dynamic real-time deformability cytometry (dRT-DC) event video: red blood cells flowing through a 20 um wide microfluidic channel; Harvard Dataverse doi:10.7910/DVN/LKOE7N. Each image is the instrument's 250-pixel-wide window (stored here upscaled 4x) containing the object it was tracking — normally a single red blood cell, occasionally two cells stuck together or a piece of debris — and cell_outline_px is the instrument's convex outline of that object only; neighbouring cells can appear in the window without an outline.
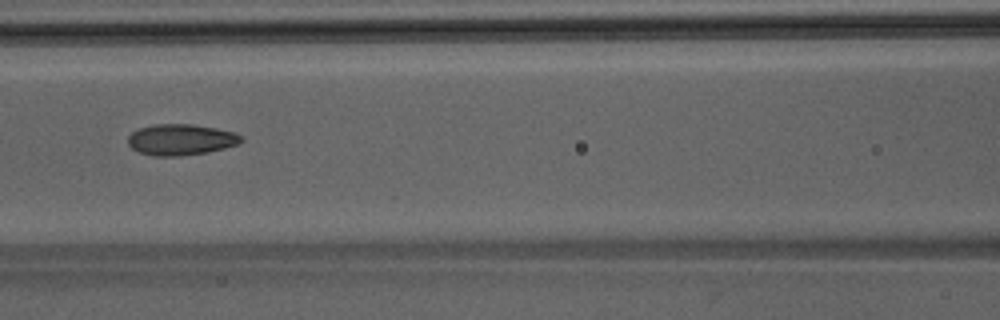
{"species": "Egyptian fruit bat (a non-hibernating species)", "species_latin": "Rousettus aegyptiacus", "temperature_condition": "room temperature", "stored_images_in_passage": 32, "camera_frame_rate_fps": 3000, "um_per_image_px": 0.085, "animal": {"sex": "male"}, "frame": {"image": 1, "passage_image": 9, "time_ms": 2.667, "image_size_px": [1000, 320], "cell_outline_px": [[244, 140], [240, 144], [208, 152], [180, 156], [152, 156], [140, 152], [132, 148], [128, 144], [128, 136], [132, 132], [140, 128], [152, 124], [192, 124], [216, 128], [236, 132], [244, 136]], "centroid_in_image_um": [15.42, 11.86], "position_along_channel_um": 151.2, "area_um2": 20.75}}
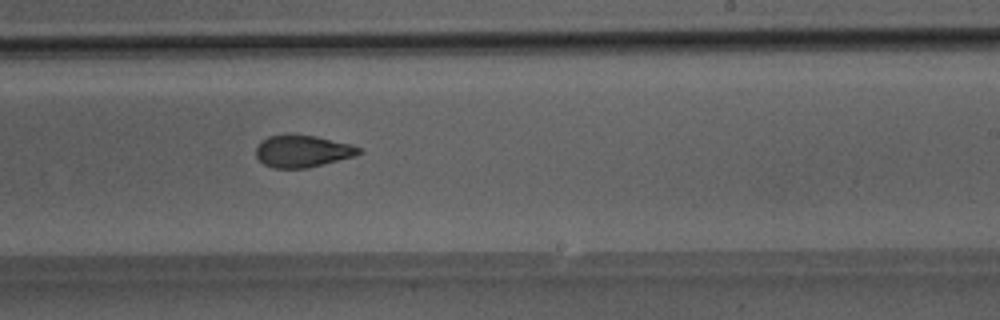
{"frame": {"image": 2, "passage_image": 17, "time_ms": 5.333, "image_size_px": [1000, 320], "cell_outline_px": [[364, 152], [356, 156], [308, 168], [272, 168], [264, 164], [256, 156], [256, 148], [260, 140], [268, 136], [316, 136], [352, 144], [360, 148]], "centroid_in_image_um": [25.75, 12.87], "position_along_channel_um": 263.3, "area_um2": 19.13}}
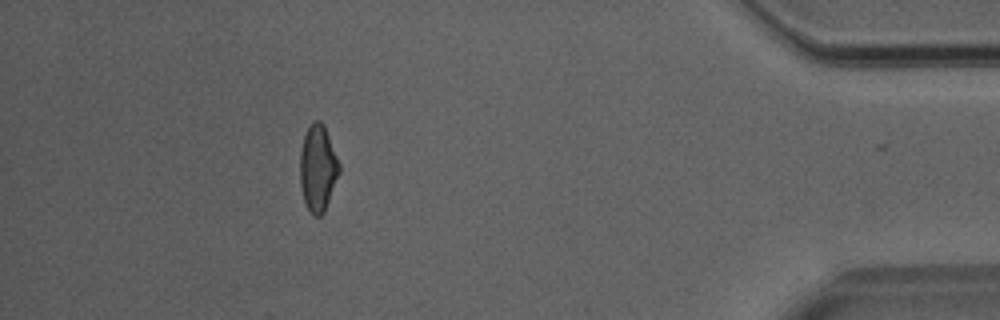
{"frame": {"image": 3, "passage_image": 31, "time_ms": 10.0, "image_size_px": [1000, 320], "cell_outline_px": [[340, 172], [324, 212], [320, 216], [312, 216], [308, 212], [304, 204], [300, 188], [300, 152], [304, 136], [312, 120], [320, 120], [324, 124], [340, 164]], "centroid_in_image_um": [27.01, 14.32], "position_along_channel_um": 408.2, "area_um2": 20.06}}